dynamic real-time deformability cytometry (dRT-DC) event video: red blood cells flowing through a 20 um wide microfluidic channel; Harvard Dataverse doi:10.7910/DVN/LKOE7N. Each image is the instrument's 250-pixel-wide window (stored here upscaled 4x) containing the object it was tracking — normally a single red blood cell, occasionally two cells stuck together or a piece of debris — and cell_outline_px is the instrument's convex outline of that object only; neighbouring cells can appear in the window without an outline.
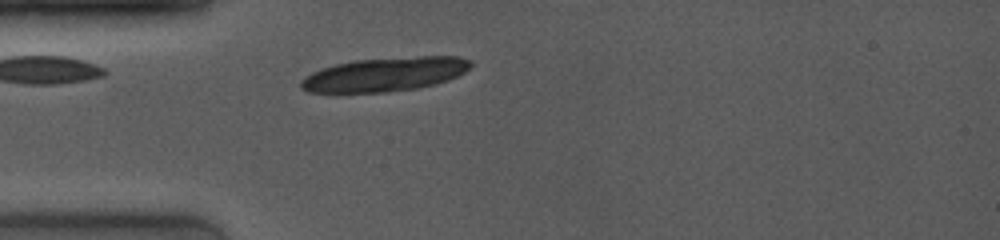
{"species": "common noctule bat (a hibernating species)", "species_latin": "Nyctalus noctula", "temperature_condition": "room temperature", "stored_images_in_passage": 3, "camera_frame_rate_fps": 4000, "um_per_image_px": 0.085, "animal": {"sex": "female", "body_mass_g": 19.0, "forearm_length_mm": 53.3}, "frame": {"image": 1, "passage_image": 3, "time_ms": 1.75, "image_size_px": [1000, 240], "cell_outline_px": [[472, 64], [464, 72], [448, 80], [436, 84], [416, 88], [384, 92], [308, 92], [300, 88], [300, 80], [304, 76], [312, 72], [336, 64], [356, 60], [420, 56], [460, 56], [472, 60]], "centroid_in_image_um": [32.73, 6.31], "position_along_channel_um": 52.3, "area_um2": 33.47}}